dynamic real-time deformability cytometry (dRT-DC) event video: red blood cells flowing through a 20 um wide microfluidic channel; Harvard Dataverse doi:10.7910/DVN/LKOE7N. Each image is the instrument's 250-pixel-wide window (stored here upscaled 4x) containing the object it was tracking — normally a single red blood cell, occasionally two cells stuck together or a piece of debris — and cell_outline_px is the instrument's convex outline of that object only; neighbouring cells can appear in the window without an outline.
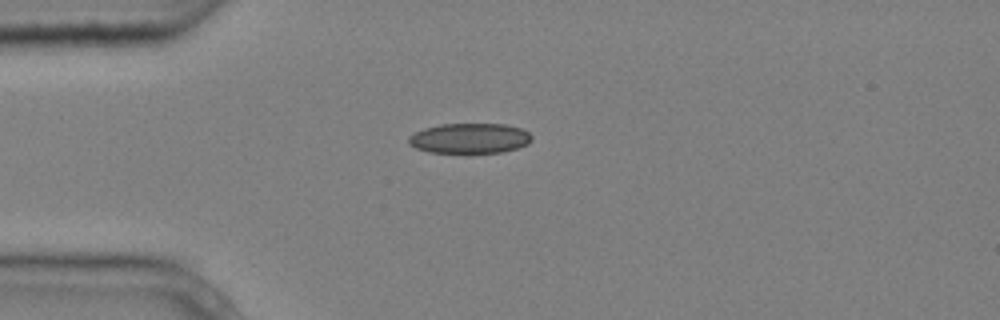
{"species": "common noctule bat (a hibernating species)", "species_latin": "Nyctalus noctula", "temperature_condition": "cold", "stored_images_in_passage": 3, "camera_frame_rate_fps": 3000, "um_per_image_px": 0.085, "animal": {"sex": "male", "body_mass_g": 20.4}, "frame": {"image": 1, "passage_image": 1, "time_ms": 0.0, "image_size_px": [1000, 320], "cell_outline_px": [[532, 140], [528, 144], [516, 148], [500, 152], [468, 156], [428, 152], [416, 148], [408, 144], [408, 136], [424, 128], [440, 124], [504, 124], [520, 128], [528, 132], [532, 136]], "centroid_in_image_um": [39.89, 11.81], "position_along_channel_um": 45.1, "area_um2": 22.54}}
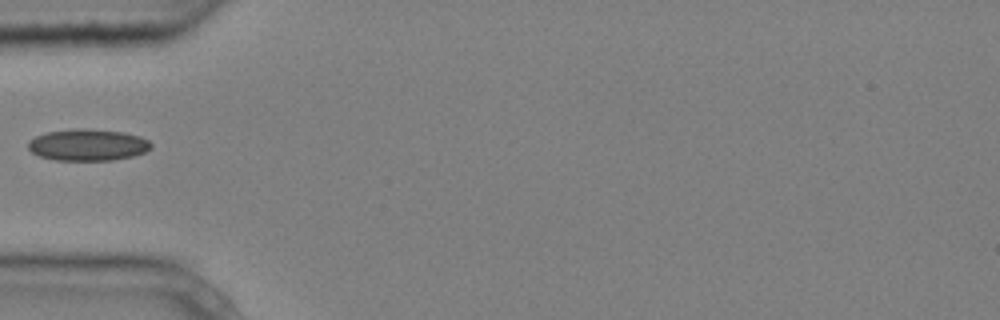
{"frame": {"image": 2, "passage_image": 2, "time_ms": 0.333, "image_size_px": [1000, 320], "cell_outline_px": [[152, 148], [144, 152], [132, 156], [112, 160], [56, 160], [40, 156], [32, 152], [28, 148], [28, 140], [44, 132], [76, 128], [88, 128], [124, 132], [140, 136], [148, 140], [152, 144]], "centroid_in_image_um": [7.46, 12.3], "position_along_channel_um": 77.5, "area_um2": 22.83}}
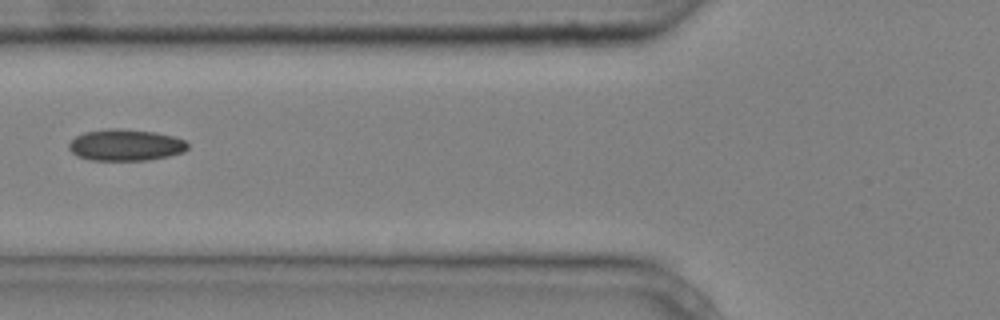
{"frame": {"image": 3, "passage_image": 3, "time_ms": 0.667, "image_size_px": [1000, 320], "cell_outline_px": [[188, 148], [184, 152], [168, 156], [148, 160], [92, 160], [76, 156], [68, 148], [68, 144], [76, 136], [84, 132], [108, 128], [116, 128], [156, 132], [172, 136], [184, 140], [188, 144]], "centroid_in_image_um": [10.66, 12.32], "position_along_channel_um": 115.1, "area_um2": 21.85}}